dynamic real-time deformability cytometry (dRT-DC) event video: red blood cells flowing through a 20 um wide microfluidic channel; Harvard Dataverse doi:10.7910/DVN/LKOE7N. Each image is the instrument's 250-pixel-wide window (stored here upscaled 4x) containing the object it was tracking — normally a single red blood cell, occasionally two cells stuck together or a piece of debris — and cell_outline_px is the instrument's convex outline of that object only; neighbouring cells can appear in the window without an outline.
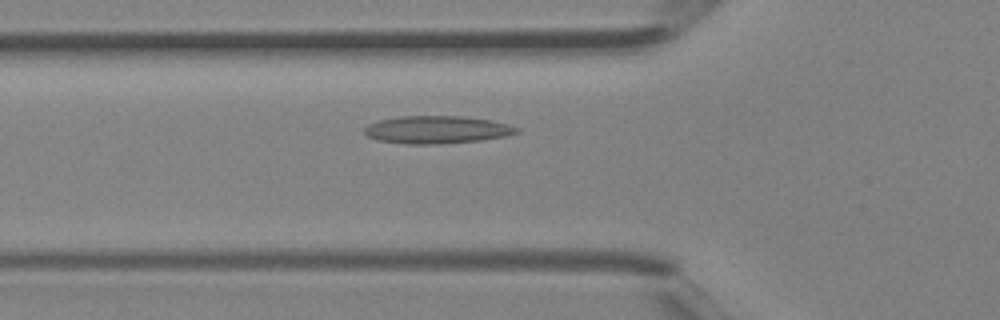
{"species": "Egyptian fruit bat (a non-hibernating species)", "species_latin": "Rousettus aegyptiacus", "temperature_condition": "room temperature", "stored_images_in_passage": 37, "camera_frame_rate_fps": 3000, "um_per_image_px": 0.085, "animal": {"sex": "female"}, "frame": {"image": 1, "passage_image": 11, "time_ms": 3.333, "image_size_px": [1000, 320], "cell_outline_px": [[520, 132], [504, 136], [480, 140], [440, 144], [408, 144], [376, 140], [368, 136], [364, 132], [364, 128], [368, 124], [380, 120], [400, 116], [460, 116], [492, 120], [508, 124], [520, 128]], "centroid_in_image_um": [37.14, 11.02], "position_along_channel_um": 88.7, "area_um2": 24.57}}
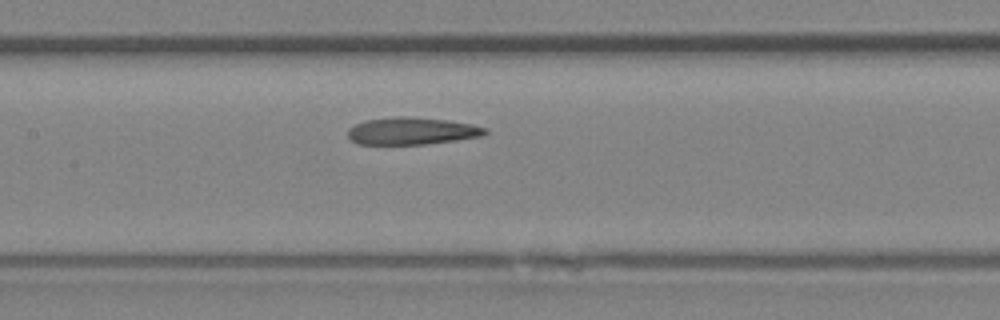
{"frame": {"image": 2, "passage_image": 16, "time_ms": 5.0, "image_size_px": [1000, 320], "cell_outline_px": [[488, 132], [480, 136], [456, 140], [424, 144], [356, 144], [348, 140], [348, 128], [356, 124], [368, 120], [396, 116], [404, 116], [444, 120], [472, 124], [488, 128]], "centroid_in_image_um": [34.97, 11.14], "position_along_channel_um": 172.4, "area_um2": 21.68}}
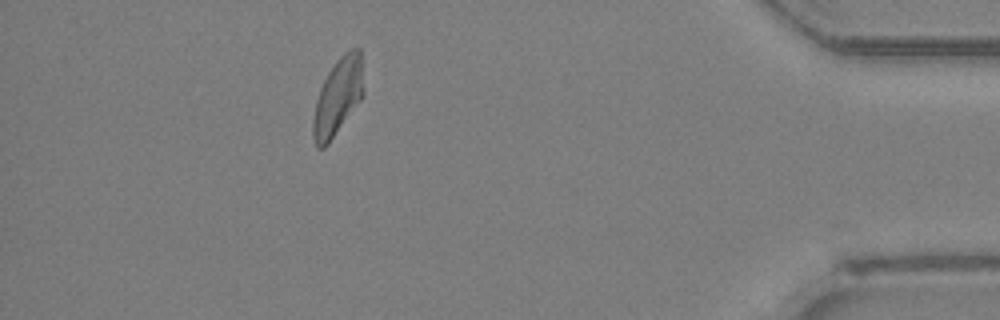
{"frame": {"image": 3, "passage_image": 33, "time_ms": 10.667, "image_size_px": [1000, 320], "cell_outline_px": [[364, 96], [328, 144], [324, 148], [316, 148], [312, 136], [312, 120], [316, 100], [320, 88], [328, 72], [336, 60], [344, 52], [352, 48], [360, 48], [364, 92]], "centroid_in_image_um": [28.71, 8.24], "position_along_channel_um": 406.5, "area_um2": 22.83}}